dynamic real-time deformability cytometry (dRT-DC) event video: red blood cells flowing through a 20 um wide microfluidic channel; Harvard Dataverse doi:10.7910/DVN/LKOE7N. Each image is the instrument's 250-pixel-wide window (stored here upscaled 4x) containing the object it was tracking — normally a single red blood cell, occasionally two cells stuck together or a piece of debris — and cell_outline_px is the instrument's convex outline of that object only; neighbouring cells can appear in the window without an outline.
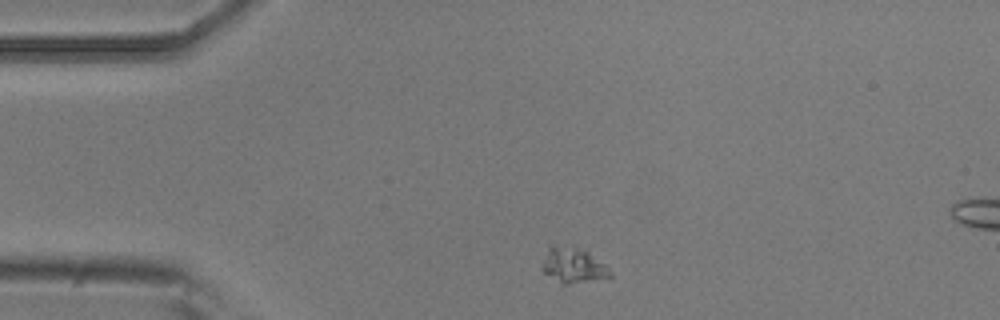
{"species": "common noctule bat (a hibernating species)", "species_latin": "Nyctalus noctula", "temperature_condition": "room temperature", "stored_images_in_passage": 2, "camera_frame_rate_fps": 3000, "um_per_image_px": 0.085, "animal": {"sex": "male", "body_mass_g": 20.5, "forearm_length_mm": 52.5}, "frame": {"image": 1, "passage_image": 1, "time_ms": 0.0, "image_size_px": [1000, 320], "cell_outline_px": [[612, 276], [568, 284], [564, 284], [544, 272], [540, 268], [548, 244], [552, 244], [576, 248], [588, 252], [604, 264], [612, 272]], "centroid_in_image_um": [48.66, 22.53], "position_along_channel_um": 36.3, "area_um2": 13.7}}